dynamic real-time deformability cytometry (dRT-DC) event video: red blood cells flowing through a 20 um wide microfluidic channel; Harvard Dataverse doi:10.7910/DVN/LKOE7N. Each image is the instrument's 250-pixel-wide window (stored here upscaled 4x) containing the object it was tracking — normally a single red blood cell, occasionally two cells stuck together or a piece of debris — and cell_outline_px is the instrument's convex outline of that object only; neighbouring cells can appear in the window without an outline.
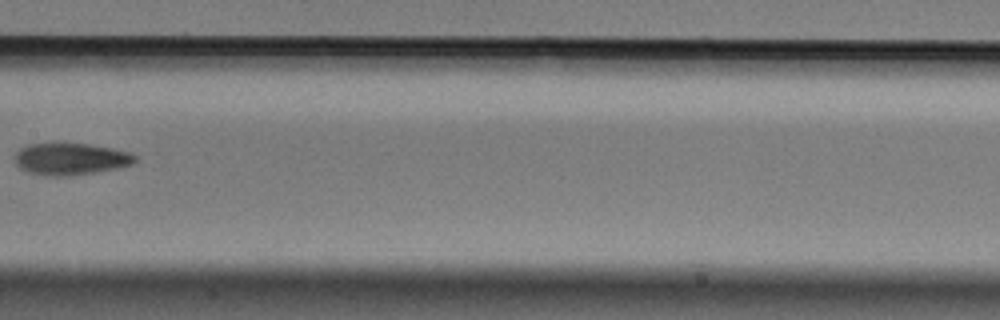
{"species": "Egyptian fruit bat (a non-hibernating species)", "species_latin": "Rousettus aegyptiacus", "temperature_condition": "cold", "stored_images_in_passage": 7, "camera_frame_rate_fps": 3000, "um_per_image_px": 0.085, "animal": {"sex": "male"}, "frame": {"image": 1, "passage_image": 7, "time_ms": 2.0, "image_size_px": [1000, 320], "cell_outline_px": [[136, 160], [132, 164], [116, 168], [96, 172], [68, 176], [52, 176], [28, 172], [20, 168], [16, 164], [16, 152], [20, 148], [28, 144], [52, 140], [56, 140], [88, 144], [112, 148], [128, 152], [136, 156]], "centroid_in_image_um": [5.95, 13.46], "position_along_channel_um": 201.4, "area_um2": 22.95}}